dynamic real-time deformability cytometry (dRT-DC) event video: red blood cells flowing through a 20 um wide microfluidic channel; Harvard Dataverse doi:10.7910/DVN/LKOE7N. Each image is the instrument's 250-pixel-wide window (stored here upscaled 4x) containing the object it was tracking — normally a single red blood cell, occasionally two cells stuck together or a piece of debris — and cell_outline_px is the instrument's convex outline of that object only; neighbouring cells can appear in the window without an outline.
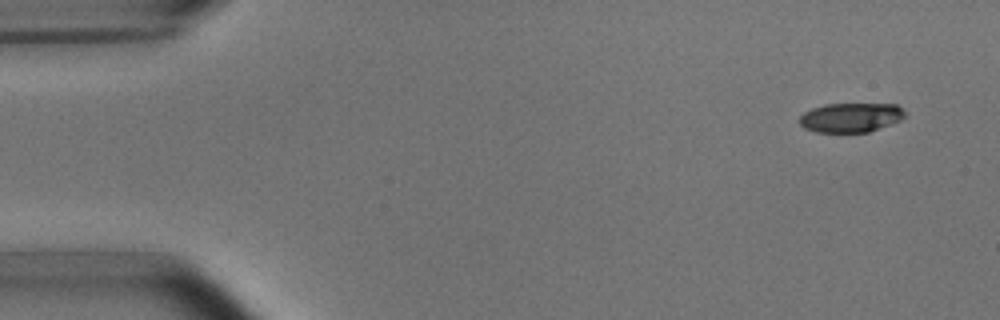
{"species": "common noctule bat (a hibernating species)", "species_latin": "Nyctalus noctula", "temperature_condition": "room temperature", "stored_images_in_passage": 4, "camera_frame_rate_fps": 3000, "um_per_image_px": 0.085, "animal": {"sex": "male", "body_mass_g": 15.6}, "frame": {"image": 1, "passage_image": 1, "time_ms": 0.0, "image_size_px": [1000, 320], "cell_outline_px": [[904, 116], [900, 120], [868, 132], [816, 132], [804, 128], [800, 124], [800, 116], [804, 112], [812, 108], [824, 104], [896, 104], [904, 112]], "centroid_in_image_um": [72.27, 9.98], "position_along_channel_um": 12.7, "area_um2": 17.86}}
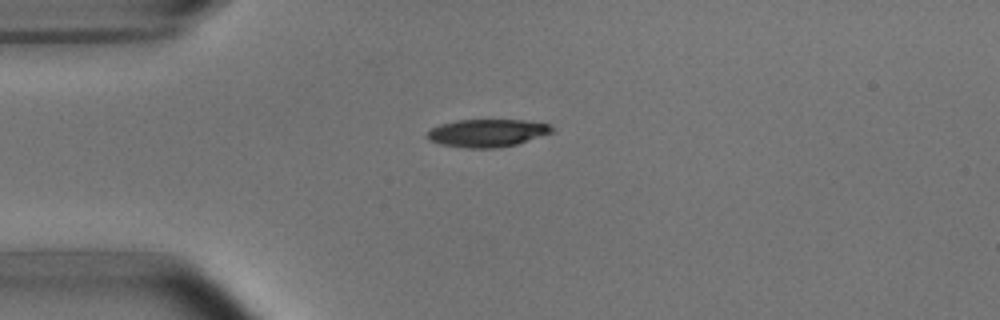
{"frame": {"image": 2, "passage_image": 4, "time_ms": 3.333, "image_size_px": [1000, 320], "cell_outline_px": [[556, 132], [516, 144], [496, 148], [468, 148], [440, 144], [428, 140], [428, 132], [432, 128], [440, 124], [456, 120], [524, 120], [548, 124]], "centroid_in_image_um": [41.43, 11.3], "position_along_channel_um": 43.6, "area_um2": 20.11}}